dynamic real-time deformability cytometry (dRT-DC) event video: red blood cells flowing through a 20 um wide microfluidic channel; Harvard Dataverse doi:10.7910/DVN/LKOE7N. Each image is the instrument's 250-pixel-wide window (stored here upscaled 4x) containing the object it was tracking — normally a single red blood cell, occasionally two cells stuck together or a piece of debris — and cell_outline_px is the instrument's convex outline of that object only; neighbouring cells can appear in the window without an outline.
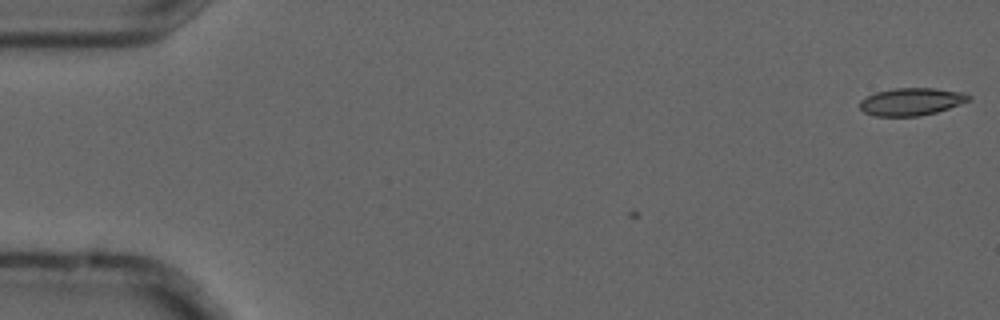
{"species": "common noctule bat (a hibernating species)", "species_latin": "Nyctalus noctula", "temperature_condition": "cold", "stored_images_in_passage": 3, "segment_of_instrument_passage": [2, 2], "camera_frame_rate_fps": 3000, "um_per_image_px": 0.085, "animal": {"sex": "male", "forearm_length_mm": 52.5}, "frame": {"image": 1, "passage_image": 3, "time_ms": 0.667, "image_size_px": [1000, 320], "cell_outline_px": [[972, 100], [936, 112], [920, 116], [872, 116], [864, 112], [860, 108], [860, 100], [876, 92], [896, 88], [936, 88], [968, 92], [972, 96]], "centroid_in_image_um": [77.52, 8.63], "position_along_channel_um": 7.5, "area_um2": 17.69}}